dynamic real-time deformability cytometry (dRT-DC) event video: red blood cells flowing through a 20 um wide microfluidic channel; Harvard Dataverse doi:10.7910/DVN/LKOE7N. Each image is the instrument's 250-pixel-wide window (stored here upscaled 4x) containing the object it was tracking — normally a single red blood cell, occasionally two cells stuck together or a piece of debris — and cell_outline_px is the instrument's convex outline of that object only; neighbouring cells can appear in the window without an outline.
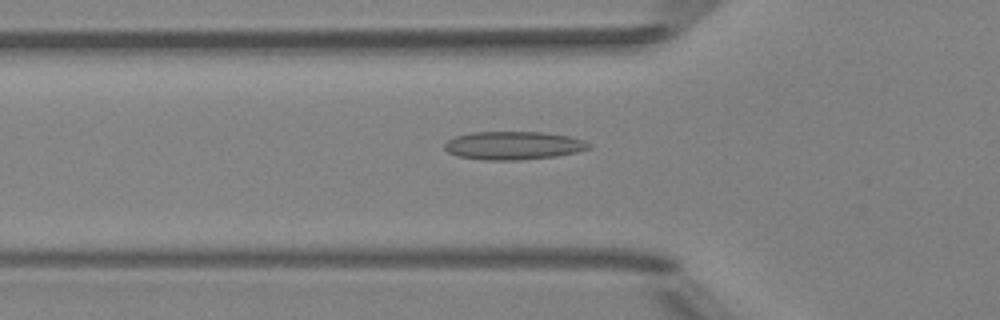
{"species": "Egyptian fruit bat (a non-hibernating species)", "species_latin": "Rousettus aegyptiacus", "temperature_condition": "room temperature", "stored_images_in_passage": 38, "camera_frame_rate_fps": 3000, "um_per_image_px": 0.085, "animal": {"sex": "female"}, "frame": {"image": 1, "passage_image": 5, "time_ms": 1.333, "image_size_px": [1000, 320], "cell_outline_px": [[592, 148], [576, 152], [556, 156], [516, 160], [488, 160], [456, 156], [448, 152], [444, 148], [444, 144], [448, 140], [456, 136], [472, 132], [544, 132], [568, 136], [584, 140], [592, 144]], "centroid_in_image_um": [43.65, 12.36], "position_along_channel_um": 82.1, "area_um2": 23.76}}
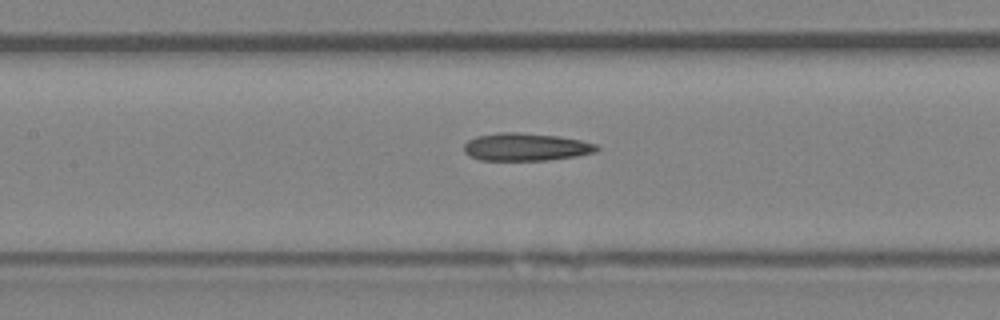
{"frame": {"image": 2, "passage_image": 11, "time_ms": 3.333, "image_size_px": [1000, 320], "cell_outline_px": [[600, 148], [596, 152], [576, 156], [548, 160], [480, 160], [468, 156], [464, 152], [464, 144], [468, 140], [476, 136], [500, 132], [520, 132], [556, 136], [580, 140], [596, 144]], "centroid_in_image_um": [44.67, 12.49], "position_along_channel_um": 162.7, "area_um2": 21.5}}
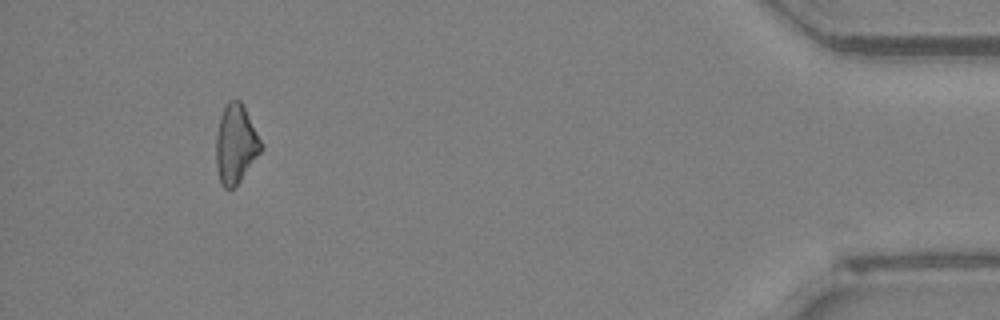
{"frame": {"image": 3, "passage_image": 35, "time_ms": 11.333, "image_size_px": [1000, 320], "cell_outline_px": [[264, 148], [240, 180], [232, 188], [224, 188], [220, 184], [216, 168], [216, 136], [220, 116], [224, 104], [228, 100], [240, 100]], "centroid_in_image_um": [20.0, 12.25], "position_along_channel_um": 415.2, "area_um2": 20.46}}